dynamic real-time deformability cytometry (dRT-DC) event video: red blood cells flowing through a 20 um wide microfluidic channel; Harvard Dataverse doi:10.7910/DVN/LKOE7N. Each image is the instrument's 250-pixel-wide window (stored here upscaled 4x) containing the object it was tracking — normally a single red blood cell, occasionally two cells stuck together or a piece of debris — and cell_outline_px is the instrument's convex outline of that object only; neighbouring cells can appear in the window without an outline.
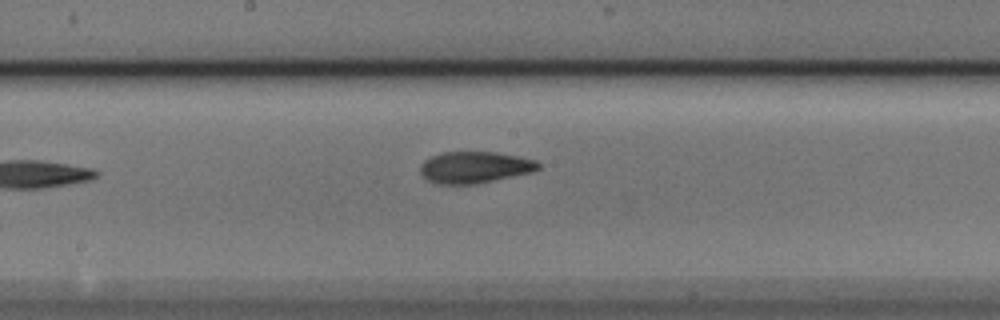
{"species": "Egyptian fruit bat (a non-hibernating species)", "species_latin": "Rousettus aegyptiacus", "temperature_condition": "cold", "stored_images_in_passage": 5, "camera_frame_rate_fps": 3000, "um_per_image_px": 0.085, "animal": {"sex": "male"}, "frame": {"image": 1, "passage_image": 5, "time_ms": 1.333, "image_size_px": [1000, 320], "cell_outline_px": [[540, 168], [532, 172], [472, 184], [436, 184], [428, 180], [420, 172], [420, 164], [424, 160], [432, 156], [444, 152], [496, 152], [520, 156], [536, 160], [540, 164]], "centroid_in_image_um": [40.34, 14.21], "position_along_channel_um": 207.9, "area_um2": 21.62}}